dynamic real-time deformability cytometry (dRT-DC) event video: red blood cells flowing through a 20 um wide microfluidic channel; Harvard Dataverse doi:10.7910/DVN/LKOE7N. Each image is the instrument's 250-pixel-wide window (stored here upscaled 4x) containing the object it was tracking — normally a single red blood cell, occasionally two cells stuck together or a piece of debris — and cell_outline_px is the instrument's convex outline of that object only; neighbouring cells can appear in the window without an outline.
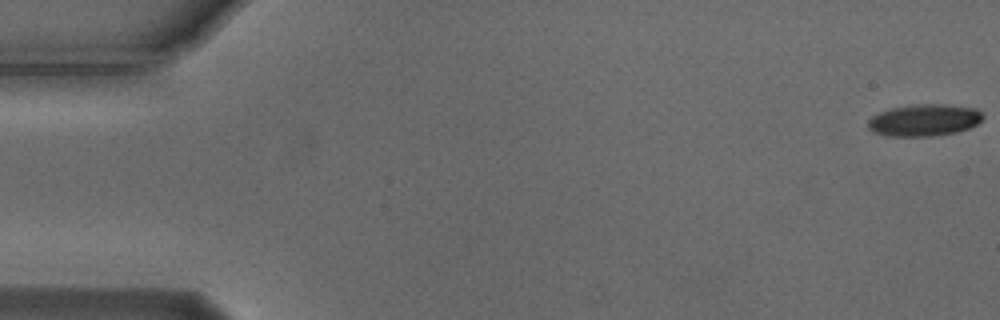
{"species": "Egyptian fruit bat (a non-hibernating species)", "species_latin": "Rousettus aegyptiacus", "temperature_condition": "cold", "stored_images_in_passage": 7, "camera_frame_rate_fps": 3000, "um_per_image_px": 0.085, "animal": {"sex": "male"}, "frame": {"image": 1, "passage_image": 1, "time_ms": 0.0, "image_size_px": [1000, 320], "cell_outline_px": [[984, 116], [976, 124], [968, 128], [956, 132], [932, 136], [892, 136], [876, 132], [868, 128], [868, 120], [872, 116], [880, 112], [892, 108], [916, 104], [944, 104], [976, 108]], "centroid_in_image_um": [78.56, 10.2], "position_along_channel_um": 6.4, "area_um2": 21.1}}